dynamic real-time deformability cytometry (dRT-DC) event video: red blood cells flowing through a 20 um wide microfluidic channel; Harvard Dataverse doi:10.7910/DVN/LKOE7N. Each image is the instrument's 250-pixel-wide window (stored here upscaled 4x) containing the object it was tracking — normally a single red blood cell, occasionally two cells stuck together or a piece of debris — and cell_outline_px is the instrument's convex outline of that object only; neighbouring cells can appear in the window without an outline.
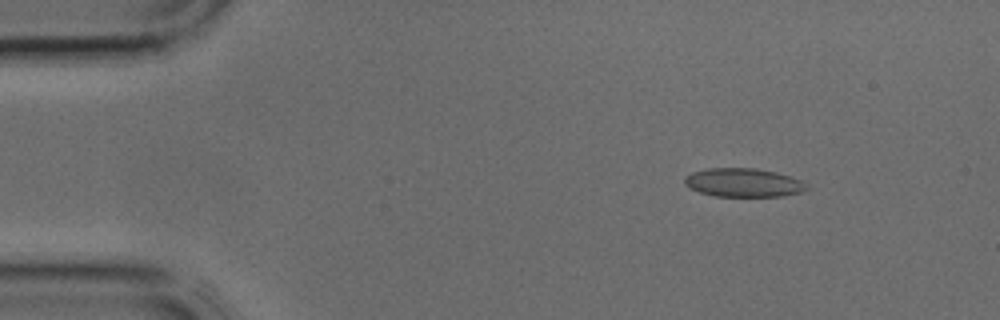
{"species": "common noctule bat (a hibernating species)", "species_latin": "Nyctalus noctula", "temperature_condition": "cold", "stored_images_in_passage": 3, "camera_frame_rate_fps": 3000, "um_per_image_px": 0.085, "animal": {"sex": "male", "body_mass_g": 17.9, "forearm_length_mm": 54.2}, "frame": {"image": 1, "passage_image": 1, "time_ms": 0.0, "image_size_px": [1000, 320], "cell_outline_px": [[808, 188], [800, 192], [784, 196], [716, 196], [700, 192], [688, 188], [684, 184], [684, 176], [692, 172], [708, 168], [756, 168], [776, 172], [800, 180], [808, 184]], "centroid_in_image_um": [63.16, 15.52], "position_along_channel_um": 21.8, "area_um2": 20.4}}
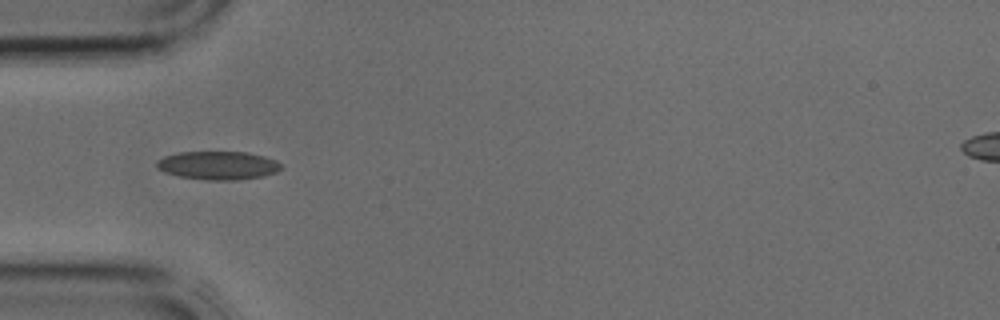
{"frame": {"image": 2, "passage_image": 3, "time_ms": 0.667, "image_size_px": [1000, 320], "cell_outline_px": [[284, 168], [276, 172], [264, 176], [236, 180], [208, 180], [180, 176], [164, 172], [156, 168], [156, 160], [164, 156], [180, 152], [248, 152], [264, 156], [276, 160]], "centroid_in_image_um": [18.54, 14.06], "position_along_channel_um": 66.5, "area_um2": 20.69}}